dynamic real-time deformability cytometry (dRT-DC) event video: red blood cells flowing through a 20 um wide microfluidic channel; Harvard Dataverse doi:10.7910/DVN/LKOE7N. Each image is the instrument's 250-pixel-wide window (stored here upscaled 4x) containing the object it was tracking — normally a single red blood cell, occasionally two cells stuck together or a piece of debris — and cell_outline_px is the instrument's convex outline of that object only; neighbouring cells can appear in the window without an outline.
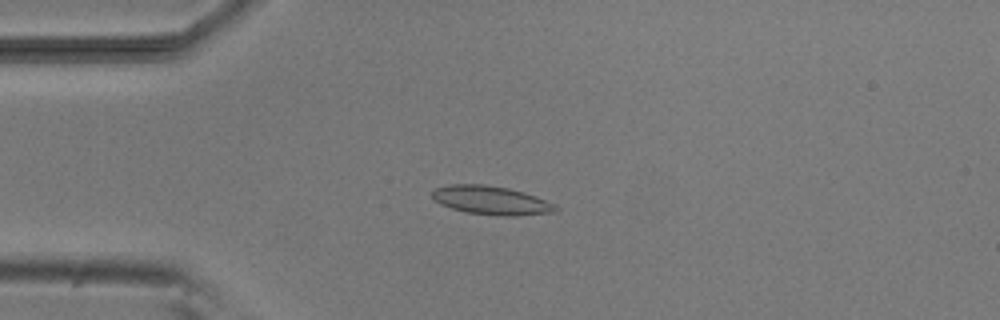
{"species": "common noctule bat (a hibernating species)", "species_latin": "Nyctalus noctula", "temperature_condition": "room temperature", "stored_images_in_passage": 6, "camera_frame_rate_fps": 3000, "um_per_image_px": 0.085, "animal": {"sex": "male", "body_mass_g": 20.5, "forearm_length_mm": 52.5}, "frame": {"image": 1, "passage_image": 3, "time_ms": 2.333, "image_size_px": [1000, 320], "cell_outline_px": [[560, 208], [556, 212], [516, 216], [496, 216], [468, 212], [452, 208], [440, 204], [432, 196], [432, 188], [448, 184], [484, 184], [508, 188], [524, 192], [536, 196], [556, 204]], "centroid_in_image_um": [41.78, 17.02], "position_along_channel_um": 43.2, "area_um2": 20.87}}
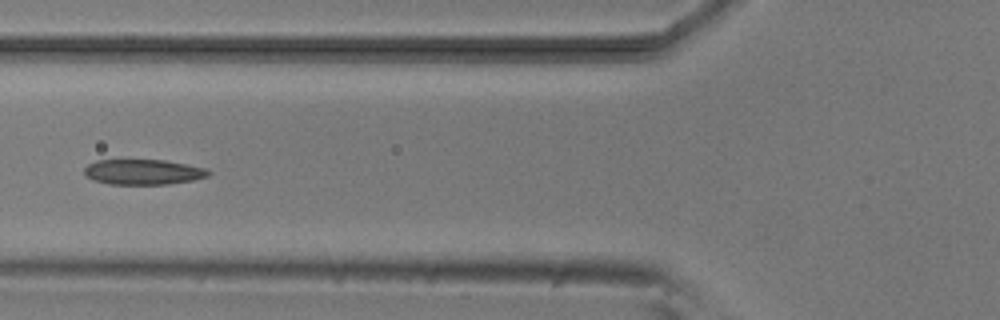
{"frame": {"image": 2, "passage_image": 5, "time_ms": 4.667, "image_size_px": [1000, 320], "cell_outline_px": [[212, 172], [208, 176], [192, 180], [168, 184], [108, 184], [96, 180], [88, 176], [84, 172], [84, 168], [88, 164], [96, 160], [164, 160], [208, 168]], "centroid_in_image_um": [12.21, 14.61], "position_along_channel_um": 113.6, "area_um2": 18.21}}
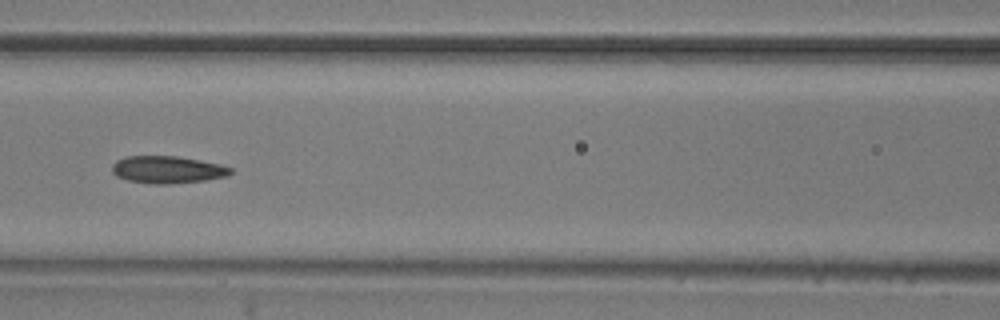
{"frame": {"image": 3, "passage_image": 6, "time_ms": 5.667, "image_size_px": [1000, 320], "cell_outline_px": [[232, 172], [228, 176], [204, 180], [168, 184], [156, 184], [128, 180], [116, 176], [112, 172], [112, 164], [116, 160], [124, 156], [176, 156], [200, 160], [220, 164], [232, 168]], "centroid_in_image_um": [14.22, 14.41], "position_along_channel_um": 152.4, "area_um2": 18.84}}